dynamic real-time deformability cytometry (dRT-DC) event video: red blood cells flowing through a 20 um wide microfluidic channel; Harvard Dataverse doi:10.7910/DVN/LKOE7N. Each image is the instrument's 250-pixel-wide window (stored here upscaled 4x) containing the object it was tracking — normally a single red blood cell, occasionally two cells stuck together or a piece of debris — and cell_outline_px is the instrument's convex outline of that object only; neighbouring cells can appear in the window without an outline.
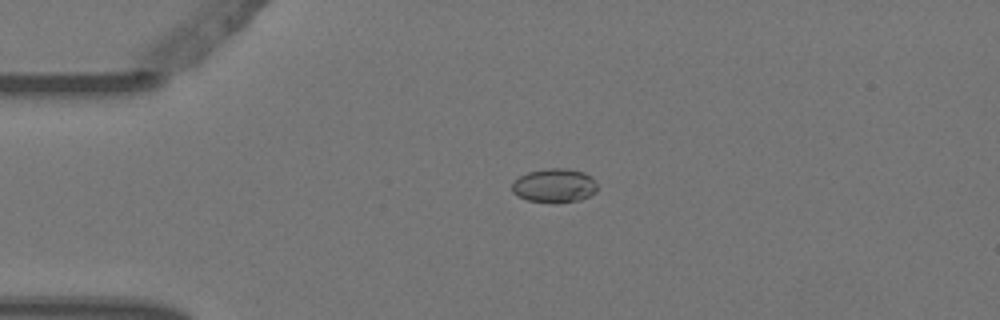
{"species": "Egyptian fruit bat (a non-hibernating species)", "species_latin": "Rousettus aegyptiacus", "temperature_condition": "warm", "stored_images_in_passage": 2, "camera_frame_rate_fps": 3000, "um_per_image_px": 0.085, "animal": {"sex": "female"}, "frame": {"image": 1, "passage_image": 1, "time_ms": 0.0, "image_size_px": [1000, 320], "cell_outline_px": [[596, 192], [580, 200], [528, 200], [516, 196], [512, 192], [512, 180], [528, 172], [548, 168], [568, 168], [584, 172], [592, 176], [596, 184]], "centroid_in_image_um": [47.1, 15.72], "position_along_channel_um": 37.9, "area_um2": 16.47}}